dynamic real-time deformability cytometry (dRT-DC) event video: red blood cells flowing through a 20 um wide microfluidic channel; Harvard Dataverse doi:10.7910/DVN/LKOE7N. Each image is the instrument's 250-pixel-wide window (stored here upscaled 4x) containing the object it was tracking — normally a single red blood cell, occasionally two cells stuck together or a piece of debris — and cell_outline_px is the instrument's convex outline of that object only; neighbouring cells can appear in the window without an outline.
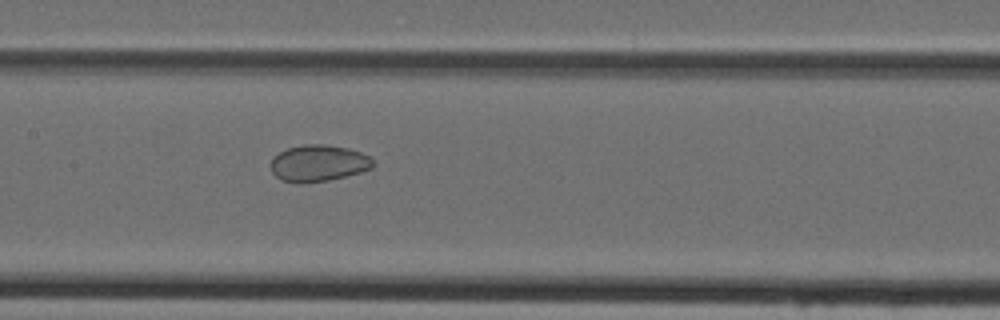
{"species": "Egyptian fruit bat (a non-hibernating species)", "species_latin": "Rousettus aegyptiacus", "temperature_condition": "cold", "stored_images_in_passage": 34, "camera_frame_rate_fps": 3000, "um_per_image_px": 0.085, "animal": {"sex": "female"}, "frame": {"image": 1, "passage_image": 10, "time_ms": 3.0, "image_size_px": [1000, 320], "cell_outline_px": [[376, 164], [372, 168], [360, 172], [328, 180], [280, 180], [272, 172], [272, 156], [288, 148], [304, 144], [324, 144], [348, 148], [360, 152], [368, 156]], "centroid_in_image_um": [27.1, 13.82], "position_along_channel_um": 180.3, "area_um2": 21.1}}
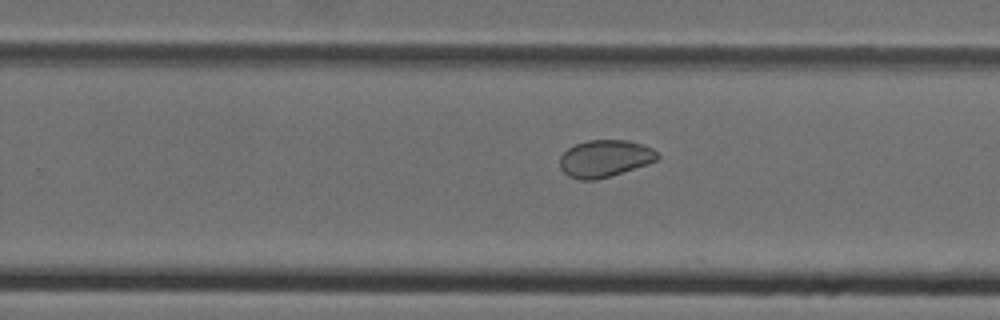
{"frame": {"image": 2, "passage_image": 17, "time_ms": 5.333, "image_size_px": [1000, 320], "cell_outline_px": [[660, 156], [656, 160], [648, 164], [596, 180], [580, 180], [568, 176], [560, 168], [560, 156], [568, 148], [576, 144], [588, 140], [628, 140], [644, 144], [652, 148]], "centroid_in_image_um": [51.41, 13.47], "position_along_channel_um": 278.4, "area_um2": 21.1}}
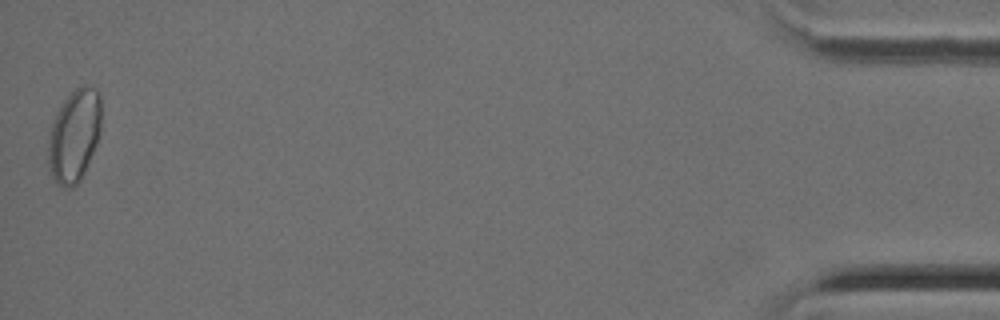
{"frame": {"image": 3, "passage_image": 34, "time_ms": 11.0, "image_size_px": [1000, 320], "cell_outline_px": [[100, 132], [96, 144], [84, 172], [80, 180], [72, 188], [64, 188], [56, 184], [52, 176], [48, 164], [48, 144], [52, 124], [64, 100], [76, 88], [84, 84], [96, 88], [100, 96]], "centroid_in_image_um": [6.31, 11.55], "position_along_channel_um": 428.9, "area_um2": 28.32}}